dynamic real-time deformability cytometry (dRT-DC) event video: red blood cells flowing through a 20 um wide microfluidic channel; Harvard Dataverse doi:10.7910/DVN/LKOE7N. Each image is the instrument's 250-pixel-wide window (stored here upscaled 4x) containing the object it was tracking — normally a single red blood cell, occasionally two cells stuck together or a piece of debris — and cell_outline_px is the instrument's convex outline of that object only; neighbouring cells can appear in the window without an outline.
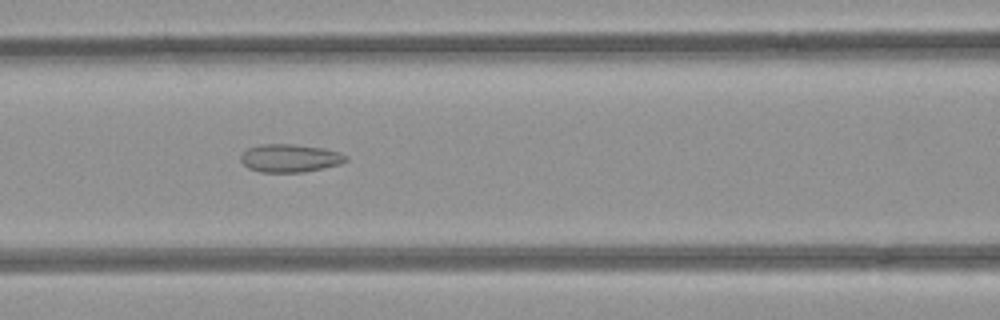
{"species": "common noctule bat (a hibernating species)", "species_latin": "Nyctalus noctula", "temperature_condition": "room temperature", "stored_images_in_passage": 44, "camera_frame_rate_fps": 3000, "um_per_image_px": 0.085, "animal": {"sex": "female", "body_mass_g": 21.9}, "frame": {"image": 1, "passage_image": 17, "time_ms": 5.333, "image_size_px": [1000, 320], "cell_outline_px": [[348, 160], [340, 164], [324, 168], [304, 172], [260, 172], [248, 168], [240, 160], [240, 156], [248, 148], [260, 144], [292, 144], [324, 148], [340, 152], [348, 156]], "centroid_in_image_um": [24.66, 13.44], "position_along_channel_um": 141.9, "area_um2": 17.28}}
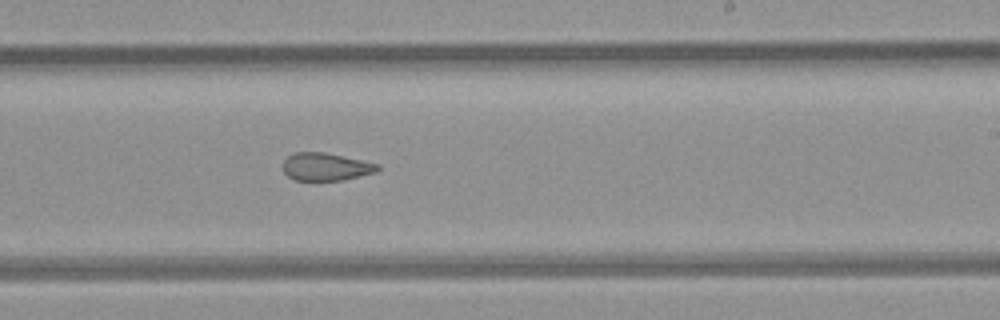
{"frame": {"image": 2, "passage_image": 26, "time_ms": 8.333, "image_size_px": [1000, 320], "cell_outline_px": [[380, 168], [376, 172], [340, 180], [292, 180], [284, 172], [280, 164], [292, 152], [324, 152], [380, 164]], "centroid_in_image_um": [27.64, 14.16], "position_along_channel_um": 261.4, "area_um2": 15.37}}
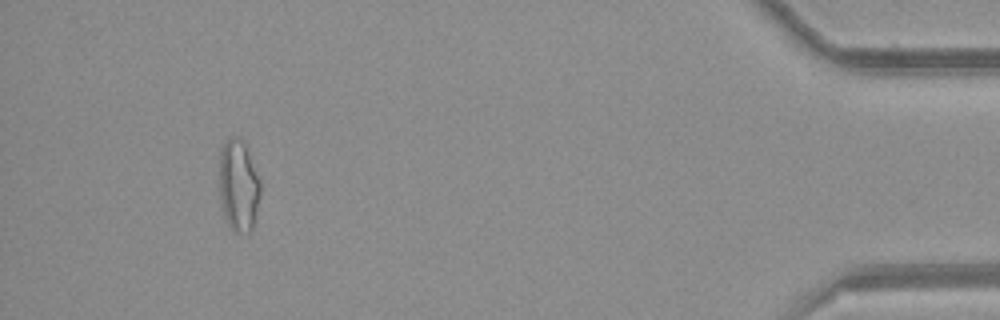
{"frame": {"image": 3, "passage_image": 43, "time_ms": 14.0, "image_size_px": [1000, 320], "cell_outline_px": [[260, 192], [252, 228], [248, 232], [232, 232], [224, 216], [220, 196], [220, 148], [224, 140], [228, 136], [236, 136], [244, 144], [248, 152], [260, 180]], "centroid_in_image_um": [20.25, 15.75], "position_along_channel_um": 415.0, "area_um2": 21.73}}